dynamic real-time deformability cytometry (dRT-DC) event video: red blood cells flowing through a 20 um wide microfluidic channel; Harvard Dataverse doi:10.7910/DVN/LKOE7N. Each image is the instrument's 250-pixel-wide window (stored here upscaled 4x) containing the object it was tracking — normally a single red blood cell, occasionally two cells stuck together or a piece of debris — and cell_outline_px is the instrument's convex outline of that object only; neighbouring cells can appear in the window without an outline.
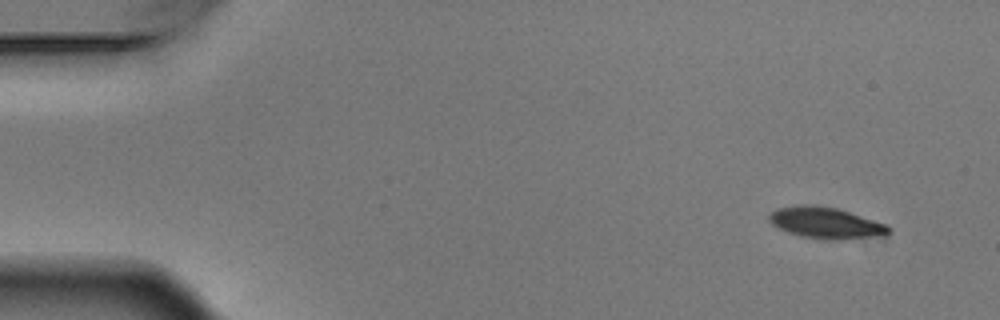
{"species": "Egyptian fruit bat (a non-hibernating species)", "species_latin": "Rousettus aegyptiacus", "temperature_condition": "warm", "stored_images_in_passage": 4, "camera_frame_rate_fps": 3000, "um_per_image_px": 0.085, "animal": {"sex": "male"}, "frame": {"image": 1, "passage_image": 1, "time_ms": 0.0, "image_size_px": [1000, 320], "cell_outline_px": [[892, 232], [888, 236], [844, 240], [824, 240], [800, 236], [788, 232], [772, 224], [768, 220], [768, 216], [776, 208], [804, 204], [836, 208], [888, 224], [892, 228]], "centroid_in_image_um": [70.28, 18.98], "position_along_channel_um": 14.7, "area_um2": 22.2}}
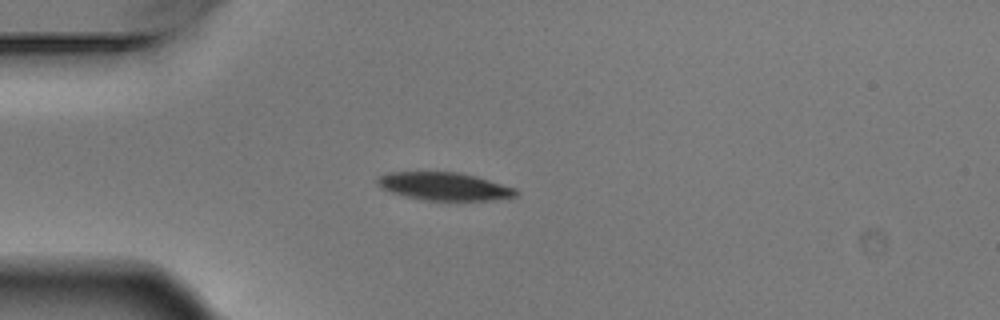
{"frame": {"image": 2, "passage_image": 4, "time_ms": 1.0, "image_size_px": [1000, 320], "cell_outline_px": [[520, 192], [516, 196], [488, 200], [424, 200], [404, 196], [380, 188], [376, 184], [376, 180], [380, 176], [388, 172], [456, 172], [476, 176], [516, 188]], "centroid_in_image_um": [37.74, 15.84], "position_along_channel_um": 47.3, "area_um2": 22.48}}